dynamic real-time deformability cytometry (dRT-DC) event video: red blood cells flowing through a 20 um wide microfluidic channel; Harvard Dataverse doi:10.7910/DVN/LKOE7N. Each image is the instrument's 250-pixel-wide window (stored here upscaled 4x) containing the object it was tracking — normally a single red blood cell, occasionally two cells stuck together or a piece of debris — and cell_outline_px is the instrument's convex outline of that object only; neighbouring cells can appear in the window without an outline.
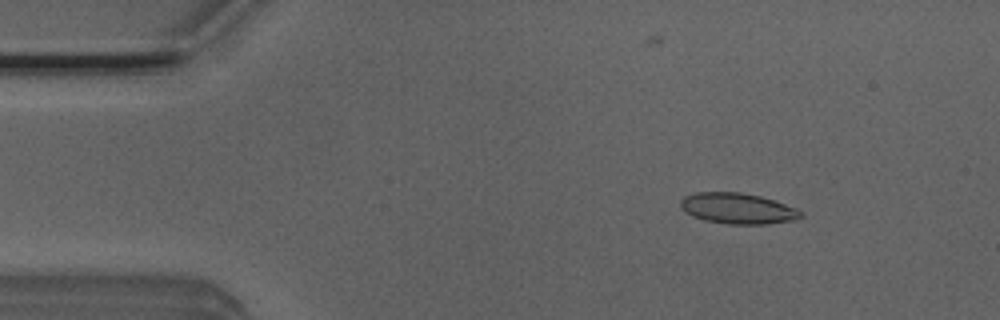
{"species": "Egyptian fruit bat (a non-hibernating species)", "species_latin": "Rousettus aegyptiacus", "temperature_condition": "room temperature", "stored_images_in_passage": 52, "camera_frame_rate_fps": 3000, "um_per_image_px": 0.085, "animal": {"sex": "male"}, "frame": {"image": 1, "passage_image": 6, "time_ms": 1.667, "image_size_px": [1000, 320], "cell_outline_px": [[804, 216], [796, 220], [768, 224], [728, 224], [704, 220], [692, 216], [684, 212], [680, 208], [680, 200], [684, 196], [696, 192], [740, 192], [760, 196], [784, 204], [804, 212]], "centroid_in_image_um": [62.68, 17.72], "position_along_channel_um": 22.3, "area_um2": 21.73}}
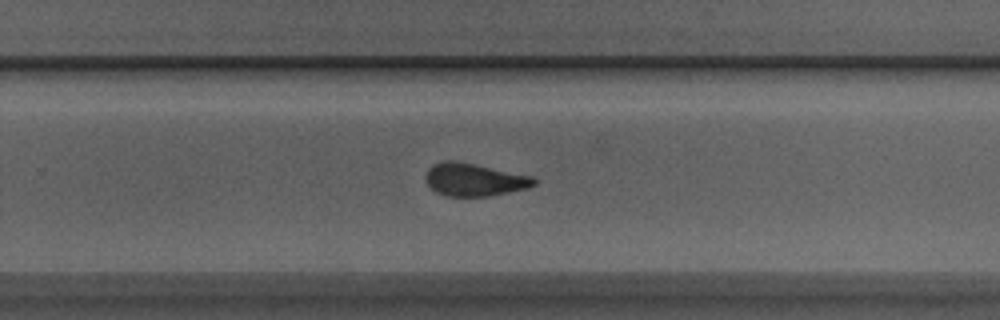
{"frame": {"image": 2, "passage_image": 32, "time_ms": 10.333, "image_size_px": [1000, 320], "cell_outline_px": [[536, 184], [528, 188], [488, 196], [444, 196], [436, 192], [424, 180], [424, 176], [428, 168], [432, 164], [444, 160], [456, 160], [532, 176], [536, 180]], "centroid_in_image_um": [40.26, 15.26], "position_along_channel_um": 289.5, "area_um2": 20.81}}
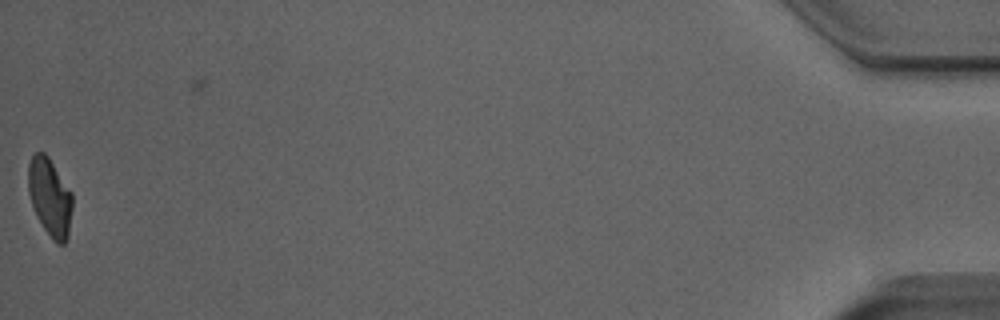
{"frame": {"image": 3, "passage_image": 51, "time_ms": 16.667, "image_size_px": [1000, 320], "cell_outline_px": [[72, 208], [68, 236], [64, 244], [56, 244], [52, 240], [36, 216], [28, 192], [28, 164], [32, 156], [36, 152], [44, 152], [48, 156], [72, 192]], "centroid_in_image_um": [4.24, 16.76], "position_along_channel_um": 431.0, "area_um2": 20.11}, "authors_computed_cell_mechanics": {"area_um2": 21.097, "velocity_mm_per_s": 3.907, "shape_relaxation_time_tau1_ms": 5.4711, "shape_relaxation_time_tau2_ms": 1.6808, "deformation_change_tau1": 0.1497, "deformation_change_tau2": 0.0846}}